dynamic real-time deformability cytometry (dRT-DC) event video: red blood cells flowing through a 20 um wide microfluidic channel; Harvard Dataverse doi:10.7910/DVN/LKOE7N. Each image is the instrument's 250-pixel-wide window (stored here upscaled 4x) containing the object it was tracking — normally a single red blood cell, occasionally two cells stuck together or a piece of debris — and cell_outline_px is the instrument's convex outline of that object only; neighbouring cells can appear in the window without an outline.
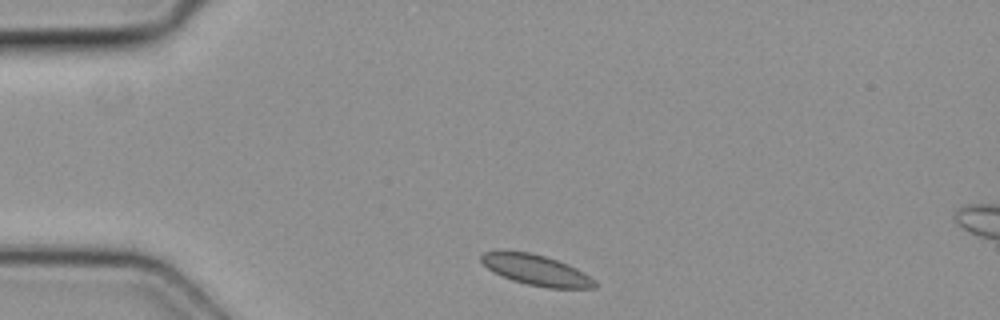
{"species": "common noctule bat (a hibernating species)", "species_latin": "Nyctalus noctula", "temperature_condition": "cold", "stored_images_in_passage": 3, "camera_frame_rate_fps": 3000, "um_per_image_px": 0.085, "animal": {"sex": "female", "body_mass_g": 19.3, "forearm_length_mm": 54.1}, "frame": {"image": 1, "passage_image": 1, "time_ms": 0.0, "image_size_px": [1000, 320], "cell_outline_px": [[596, 288], [548, 288], [528, 284], [512, 280], [488, 268], [480, 260], [480, 256], [484, 252], [500, 248], [532, 252], [568, 264], [584, 272], [596, 280]], "centroid_in_image_um": [45.56, 22.91], "position_along_channel_um": 39.4, "area_um2": 20.52}}